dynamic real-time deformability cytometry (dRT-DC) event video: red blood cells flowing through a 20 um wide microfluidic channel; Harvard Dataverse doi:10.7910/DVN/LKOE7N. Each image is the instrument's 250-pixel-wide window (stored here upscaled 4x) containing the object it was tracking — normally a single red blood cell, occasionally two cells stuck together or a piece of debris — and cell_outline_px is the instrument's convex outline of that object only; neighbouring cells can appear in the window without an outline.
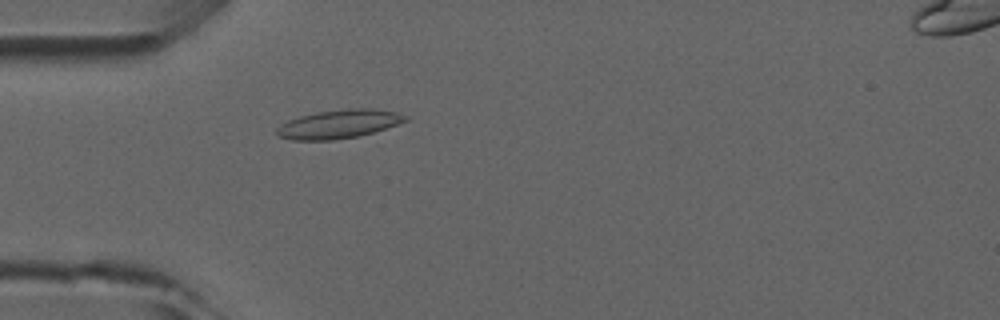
{"species": "common noctule bat (a hibernating species)", "species_latin": "Nyctalus noctula", "temperature_condition": "room temperature", "stored_images_in_passage": 1, "camera_frame_rate_fps": 3000, "um_per_image_px": 0.085, "animal": {"sex": "male", "forearm_length_mm": 52.5}, "frame": {"image": 1, "passage_image": 1, "time_ms": 0.0, "image_size_px": [1000, 320], "cell_outline_px": [[408, 120], [360, 136], [332, 140], [292, 140], [280, 136], [276, 132], [276, 128], [280, 124], [288, 120], [300, 116], [316, 112], [348, 108], [372, 108], [396, 112], [408, 116]], "centroid_in_image_um": [28.78, 10.54], "position_along_channel_um": 56.2, "area_um2": 21.39}}